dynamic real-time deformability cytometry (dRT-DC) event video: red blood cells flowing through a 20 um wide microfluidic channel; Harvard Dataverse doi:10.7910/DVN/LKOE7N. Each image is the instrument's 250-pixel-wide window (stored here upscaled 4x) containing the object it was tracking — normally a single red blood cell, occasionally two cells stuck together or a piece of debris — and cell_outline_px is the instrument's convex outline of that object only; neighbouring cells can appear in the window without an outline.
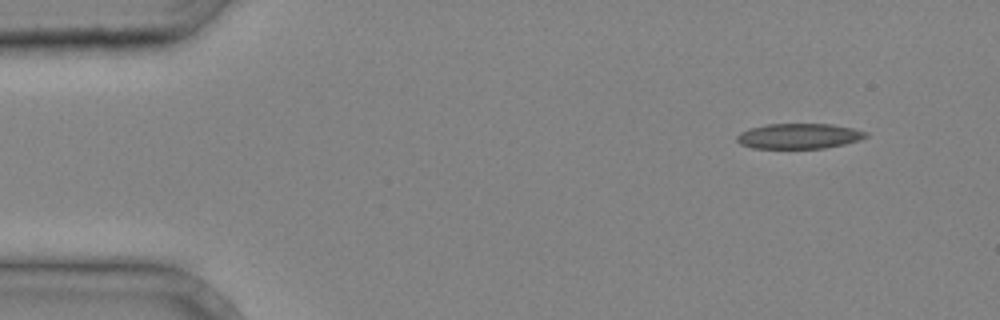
{"species": "common noctule bat (a hibernating species)", "species_latin": "Nyctalus noctula", "temperature_condition": "cold", "stored_images_in_passage": 3, "camera_frame_rate_fps": 3000, "um_per_image_px": 0.085, "animal": {"sex": "male", "body_mass_g": 20.4}, "frame": {"image": 1, "passage_image": 1, "time_ms": 0.0, "image_size_px": [1000, 320], "cell_outline_px": [[868, 136], [860, 140], [844, 144], [824, 148], [752, 148], [740, 144], [736, 140], [736, 136], [740, 132], [748, 128], [768, 124], [832, 124], [856, 128], [868, 132]], "centroid_in_image_um": [67.92, 11.56], "position_along_channel_um": 17.1, "area_um2": 19.19}}
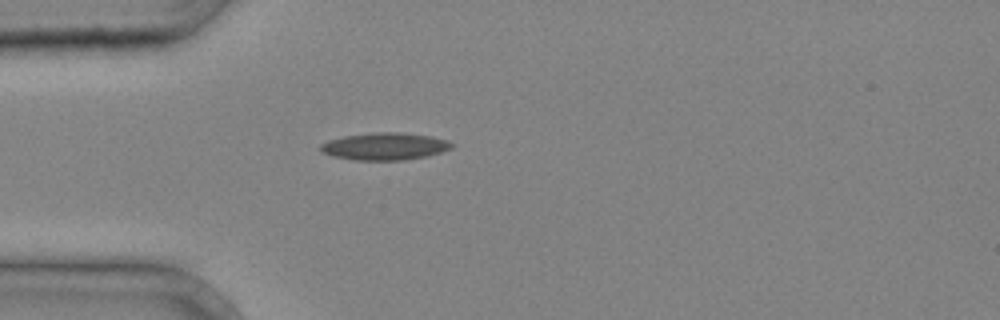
{"frame": {"image": 2, "passage_image": 3, "time_ms": 0.667, "image_size_px": [1000, 320], "cell_outline_px": [[456, 144], [452, 148], [428, 156], [404, 160], [352, 160], [332, 156], [320, 152], [320, 144], [328, 140], [344, 136], [380, 132], [400, 132], [428, 136], [448, 140]], "centroid_in_image_um": [32.7, 12.45], "position_along_channel_um": 52.3, "area_um2": 20.92}}